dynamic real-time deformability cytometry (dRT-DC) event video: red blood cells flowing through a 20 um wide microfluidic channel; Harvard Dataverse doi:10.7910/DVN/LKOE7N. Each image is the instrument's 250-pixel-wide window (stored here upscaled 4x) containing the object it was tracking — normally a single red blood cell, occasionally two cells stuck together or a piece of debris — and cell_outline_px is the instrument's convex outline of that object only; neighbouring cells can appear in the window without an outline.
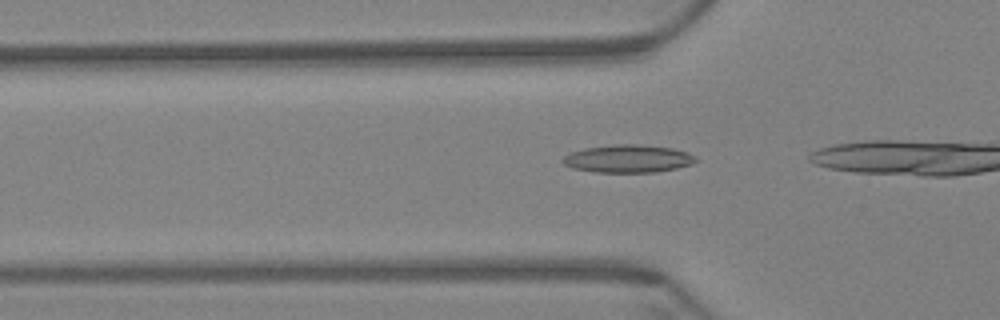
{"species": "Egyptian fruit bat (a non-hibernating species)", "species_latin": "Rousettus aegyptiacus", "temperature_condition": "warm", "stored_images_in_passage": 18, "camera_frame_rate_fps": 3000, "um_per_image_px": 0.085, "animal": {"sex": "female"}, "frame": {"image": 1, "passage_image": 11, "time_ms": 3.333, "image_size_px": [1000, 320], "cell_outline_px": [[700, 160], [692, 164], [676, 168], [656, 172], [596, 172], [572, 168], [564, 164], [560, 160], [568, 152], [584, 148], [616, 144], [640, 144], [672, 148], [688, 152], [696, 156]], "centroid_in_image_um": [53.39, 13.48], "position_along_channel_um": 72.4, "area_um2": 21.79}}